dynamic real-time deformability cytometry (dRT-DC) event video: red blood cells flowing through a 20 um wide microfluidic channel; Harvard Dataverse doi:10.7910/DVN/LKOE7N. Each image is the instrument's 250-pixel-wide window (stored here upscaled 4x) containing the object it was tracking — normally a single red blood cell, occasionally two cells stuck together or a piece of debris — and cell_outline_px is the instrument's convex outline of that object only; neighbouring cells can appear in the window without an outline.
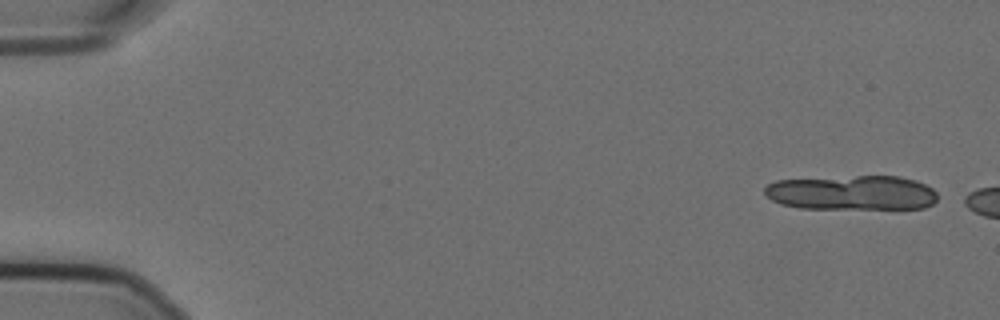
{"species": "Egyptian fruit bat (a non-hibernating species)", "species_latin": "Rousettus aegyptiacus", "temperature_condition": "cold", "stored_images_in_passage": 8, "camera_frame_rate_fps": 3000, "um_per_image_px": 0.085, "animal": {"sex": "female"}, "frame": {"image": 1, "passage_image": 3, "time_ms": 0.667, "image_size_px": [1000, 320], "cell_outline_px": [[936, 200], [932, 204], [924, 208], [800, 208], [780, 204], [764, 196], [764, 188], [768, 184], [776, 180], [856, 176], [900, 176], [916, 180], [932, 188], [936, 192]], "centroid_in_image_um": [72.39, 16.38], "position_along_channel_um": 12.6, "area_um2": 34.91}}